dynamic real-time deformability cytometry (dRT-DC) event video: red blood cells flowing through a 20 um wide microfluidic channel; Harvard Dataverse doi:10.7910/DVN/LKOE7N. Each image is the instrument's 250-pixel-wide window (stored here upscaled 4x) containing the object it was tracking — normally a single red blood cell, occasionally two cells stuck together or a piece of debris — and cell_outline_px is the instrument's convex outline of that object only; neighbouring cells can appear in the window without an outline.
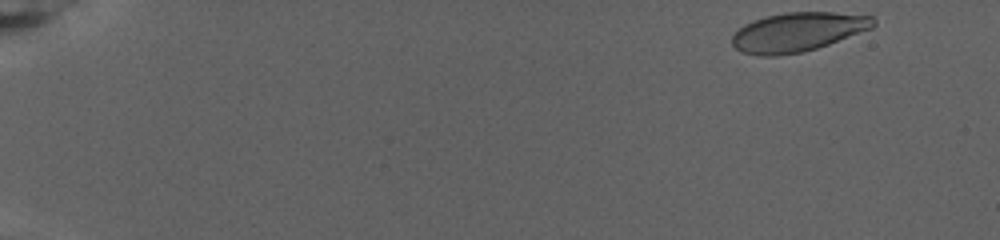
{"species": "human", "species_latin": "Homo sapiens", "temperature_condition": "warm", "stored_images_in_passage": 78, "camera_frame_rate_fps": 3000, "um_per_image_px": 0.085, "donor": {"sex": "female"}, "frame": {"image": 1, "passage_image": 2, "time_ms": 0.333, "image_size_px": [1000, 240], "cell_outline_px": [[876, 24], [872, 28], [828, 44], [804, 52], [772, 56], [760, 56], [744, 52], [736, 48], [732, 44], [732, 36], [744, 24], [768, 16], [784, 12], [832, 12], [872, 16], [876, 20]], "centroid_in_image_um": [67.82, 2.72], "position_along_channel_um": 17.2, "area_um2": 31.91}}
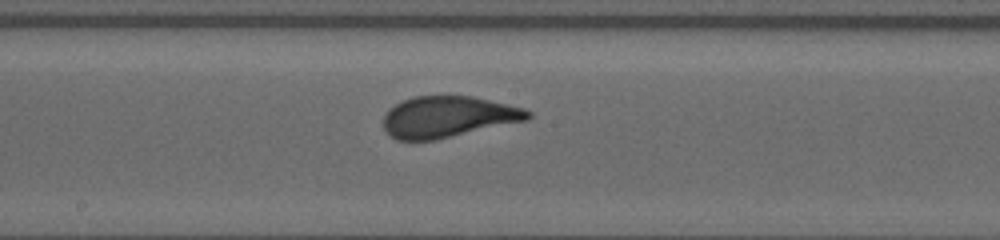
{"frame": {"image": 2, "passage_image": 43, "time_ms": 14.0, "image_size_px": [1000, 240], "cell_outline_px": [[532, 116], [528, 120], [432, 140], [396, 140], [384, 128], [384, 116], [396, 104], [412, 96], [472, 96], [524, 108], [532, 112]], "centroid_in_image_um": [38.11, 9.92], "position_along_channel_um": 210.1, "area_um2": 34.22}}
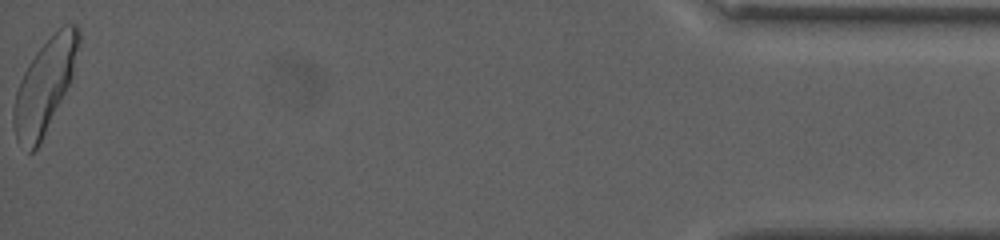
{"frame": {"image": 3, "passage_image": 78, "time_ms": 25.667, "image_size_px": [1000, 240], "cell_outline_px": [[80, 40], [72, 72], [68, 84], [36, 148], [32, 152], [28, 152], [16, 140], [12, 124], [12, 112], [16, 92], [20, 80], [28, 64], [36, 52], [64, 24], [76, 24], [80, 28]], "centroid_in_image_um": [3.75, 7.29], "position_along_channel_um": 431.4, "area_um2": 34.04}, "authors_computed_cell_mechanics": {"area_um2": 34.0153, "velocity_mm_per_s": 2.6008, "shape_relaxation_time_tau1_ms": 3.9218, "shape_relaxation_time_tau2_ms": null, "deformation_change_tau1": 0.177, "deformation_change_tau2": null}}